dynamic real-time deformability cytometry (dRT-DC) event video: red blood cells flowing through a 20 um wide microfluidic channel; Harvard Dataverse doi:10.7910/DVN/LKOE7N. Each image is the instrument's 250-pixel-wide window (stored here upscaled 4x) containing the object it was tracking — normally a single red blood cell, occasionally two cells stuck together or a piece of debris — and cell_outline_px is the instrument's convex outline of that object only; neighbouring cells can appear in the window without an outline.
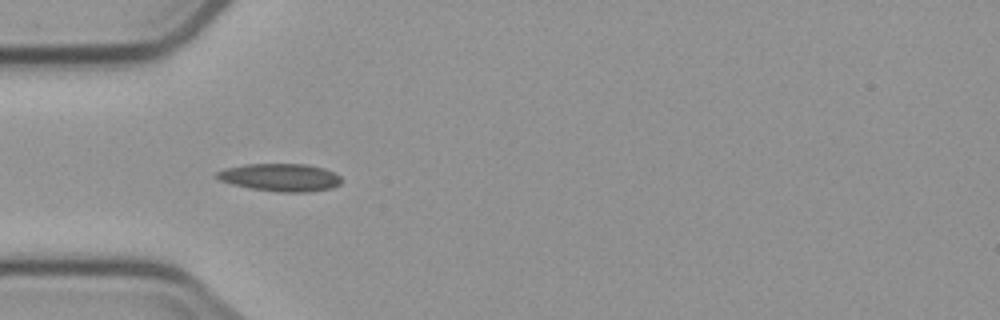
{"species": "common noctule bat (a hibernating species)", "species_latin": "Nyctalus noctula", "temperature_condition": "cold", "stored_images_in_passage": 11, "camera_frame_rate_fps": 3000, "um_per_image_px": 0.085, "animal": {"sex": "male", "body_mass_g": 23.1, "forearm_length_mm": 52.7}, "frame": {"image": 1, "passage_image": 5, "time_ms": 5.333, "image_size_px": [1000, 320], "cell_outline_px": [[340, 184], [332, 188], [304, 192], [276, 192], [252, 188], [232, 184], [220, 180], [216, 176], [216, 172], [224, 168], [244, 164], [308, 164], [324, 168], [340, 176]], "centroid_in_image_um": [23.81, 15.07], "position_along_channel_um": 61.2, "area_um2": 20.06}}
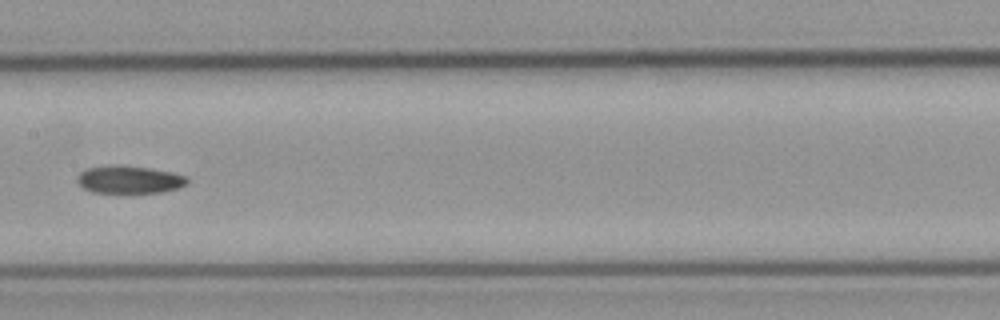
{"frame": {"image": 2, "passage_image": 8, "time_ms": 9.0, "image_size_px": [1000, 320], "cell_outline_px": [[188, 184], [176, 188], [160, 192], [92, 192], [84, 188], [76, 180], [76, 176], [80, 172], [88, 168], [116, 164], [120, 164], [148, 168], [172, 172], [188, 176]], "centroid_in_image_um": [10.99, 15.24], "position_along_channel_um": 196.4, "area_um2": 17.69}}
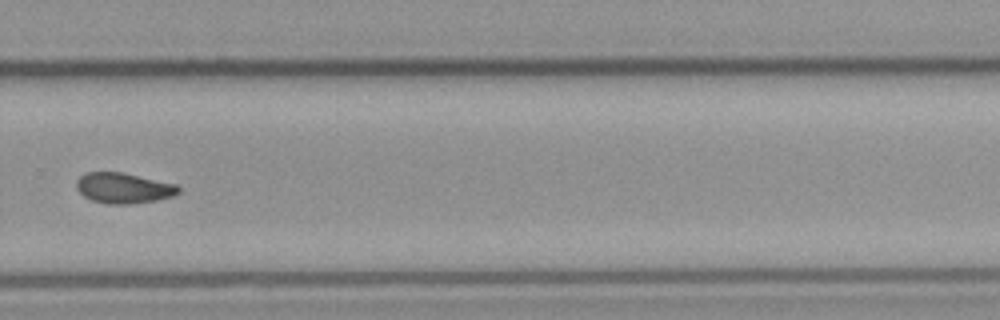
{"frame": {"image": 3, "passage_image": 11, "time_ms": 12.333, "image_size_px": [1000, 320], "cell_outline_px": [[180, 192], [172, 196], [156, 200], [128, 204], [108, 204], [92, 200], [84, 196], [76, 188], [76, 180], [84, 172], [124, 172], [176, 184], [180, 188]], "centroid_in_image_um": [10.49, 15.97], "position_along_channel_um": 319.3, "area_um2": 18.21}}